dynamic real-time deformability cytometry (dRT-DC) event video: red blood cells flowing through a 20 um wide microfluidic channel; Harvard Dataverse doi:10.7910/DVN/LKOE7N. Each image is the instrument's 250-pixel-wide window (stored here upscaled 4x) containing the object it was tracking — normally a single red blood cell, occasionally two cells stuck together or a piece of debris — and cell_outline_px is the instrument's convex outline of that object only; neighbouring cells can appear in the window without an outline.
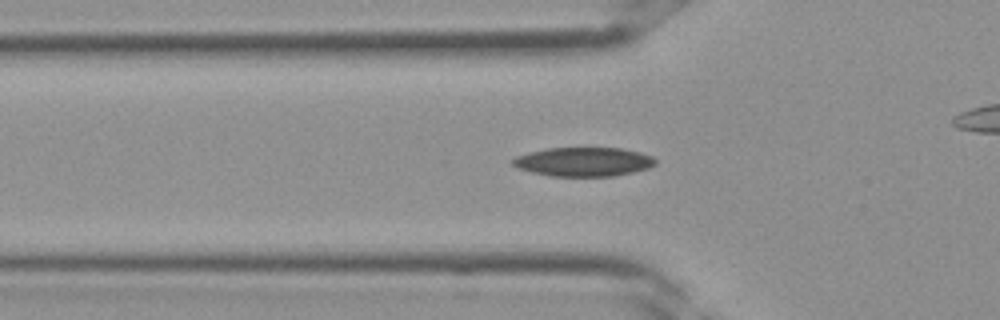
{"species": "Egyptian fruit bat (a non-hibernating species)", "species_latin": "Rousettus aegyptiacus", "temperature_condition": "room temperature", "stored_images_in_passage": 36, "camera_frame_rate_fps": 3000, "um_per_image_px": 0.085, "frame": {"image": 1, "passage_image": 11, "time_ms": 3.333, "image_size_px": [1000, 320], "cell_outline_px": [[656, 164], [648, 168], [632, 172], [612, 176], [552, 176], [532, 172], [516, 168], [508, 160], [516, 156], [548, 148], [620, 148], [640, 152], [652, 156], [656, 160]], "centroid_in_image_um": [49.58, 13.75], "position_along_channel_um": 76.2, "area_um2": 24.1}}
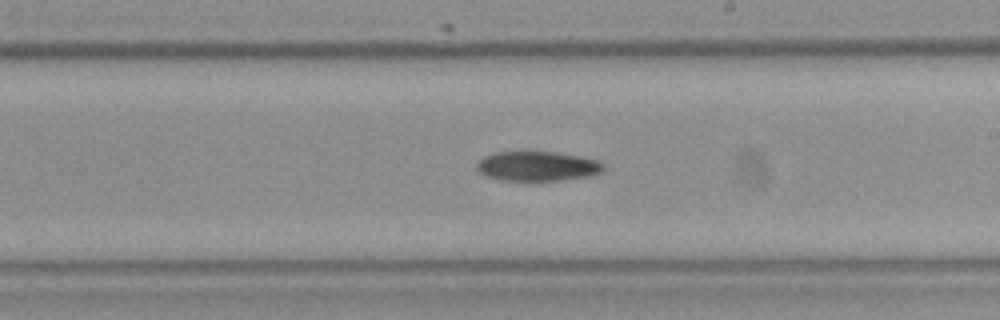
{"frame": {"image": 2, "passage_image": 20, "time_ms": 6.333, "image_size_px": [1000, 320], "cell_outline_px": [[608, 168], [604, 172], [592, 176], [560, 180], [504, 180], [488, 176], [480, 172], [476, 168], [476, 164], [484, 156], [496, 152], [524, 148], [556, 152], [584, 156], [600, 160]], "centroid_in_image_um": [45.76, 14.07], "position_along_channel_um": 243.2, "area_um2": 23.0}}
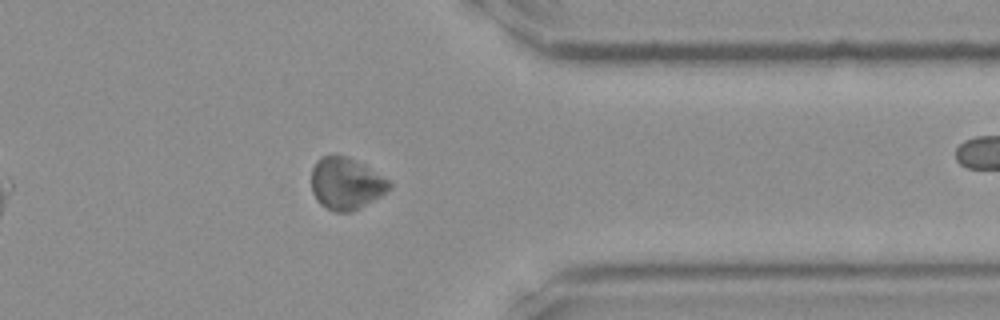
{"frame": {"image": 3, "passage_image": 28, "time_ms": 9.0, "image_size_px": [1000, 320], "cell_outline_px": [[392, 184], [380, 196], [360, 208], [352, 212], [336, 212], [320, 204], [316, 200], [312, 192], [312, 168], [316, 160], [320, 156], [344, 156], [364, 164], [388, 180]], "centroid_in_image_um": [29.38, 15.61], "position_along_channel_um": 382.0, "area_um2": 23.29}}